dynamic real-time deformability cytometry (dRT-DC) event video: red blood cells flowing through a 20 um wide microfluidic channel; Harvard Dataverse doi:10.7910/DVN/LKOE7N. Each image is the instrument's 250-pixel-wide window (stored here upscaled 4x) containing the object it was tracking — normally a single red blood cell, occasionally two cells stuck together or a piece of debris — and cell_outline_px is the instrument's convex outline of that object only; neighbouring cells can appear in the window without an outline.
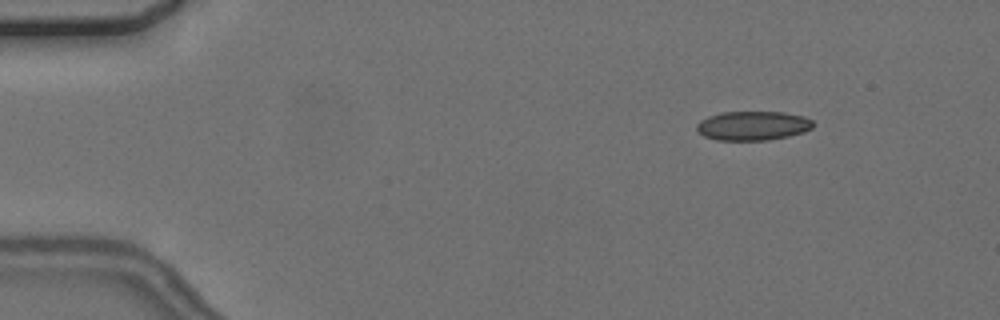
{"species": "common noctule bat (a hibernating species)", "species_latin": "Nyctalus noctula", "temperature_condition": "cold", "stored_images_in_passage": 3, "camera_frame_rate_fps": 3000, "um_per_image_px": 0.085, "animal": {"sex": "female", "body_mass_g": 24.6, "forearm_length_mm": 56.2}, "frame": {"image": 1, "passage_image": 3, "time_ms": 3.0, "image_size_px": [1000, 320], "cell_outline_px": [[816, 124], [812, 128], [804, 132], [788, 136], [768, 140], [716, 140], [704, 136], [696, 128], [696, 124], [700, 120], [708, 116], [720, 112], [784, 112], [804, 116], [812, 120]], "centroid_in_image_um": [64.01, 10.68], "position_along_channel_um": 21.0, "area_um2": 19.94}}